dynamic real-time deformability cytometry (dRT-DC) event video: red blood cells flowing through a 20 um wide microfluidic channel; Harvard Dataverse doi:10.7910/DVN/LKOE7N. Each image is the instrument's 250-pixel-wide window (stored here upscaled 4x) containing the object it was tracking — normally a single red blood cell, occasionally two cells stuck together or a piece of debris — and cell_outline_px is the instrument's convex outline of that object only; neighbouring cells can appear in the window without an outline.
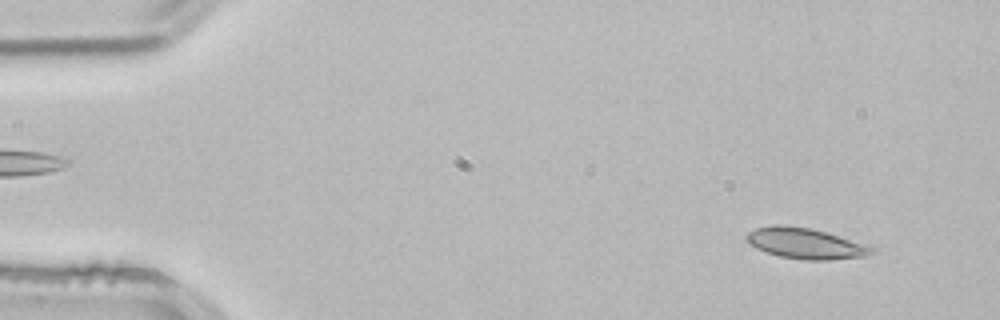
{"species": "common noctule bat (a hibernating species)", "species_latin": "Nyctalus noctula", "temperature_condition": "room temperature", "stored_images_in_passage": 2, "camera_frame_rate_fps": 3000, "um_per_image_px": 0.085, "animal": {"sex": "male", "body_mass_g": 21.5, "forearm_length_mm": 52.0}, "frame": {"image": 1, "passage_image": 2, "time_ms": 0.333, "image_size_px": [1000, 320], "cell_outline_px": [[876, 252], [864, 256], [828, 260], [804, 260], [780, 256], [764, 252], [748, 244], [744, 240], [744, 236], [748, 232], [756, 228], [776, 224], [780, 224], [808, 228], [872, 244], [876, 248]], "centroid_in_image_um": [68.48, 20.69], "position_along_channel_um": 16.5, "area_um2": 22.83}}